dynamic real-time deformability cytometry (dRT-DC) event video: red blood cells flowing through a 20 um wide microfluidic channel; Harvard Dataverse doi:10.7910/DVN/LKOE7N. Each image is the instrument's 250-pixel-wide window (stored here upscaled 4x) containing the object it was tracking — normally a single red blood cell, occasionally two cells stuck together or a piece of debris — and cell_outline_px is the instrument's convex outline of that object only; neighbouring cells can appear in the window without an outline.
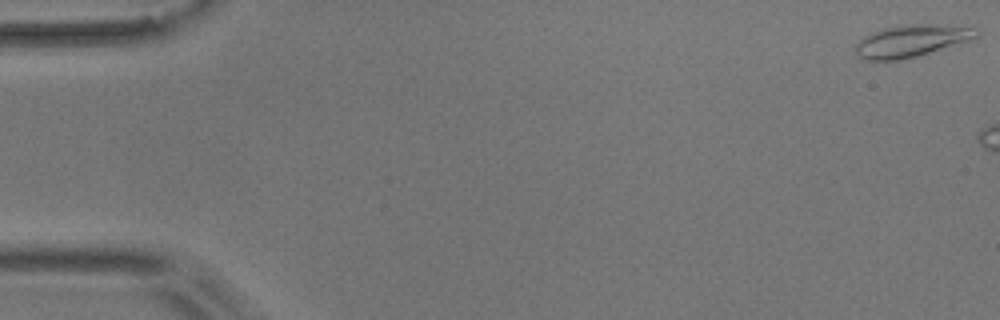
{"species": "common noctule bat (a hibernating species)", "species_latin": "Nyctalus noctula", "temperature_condition": "room temperature", "stored_images_in_passage": 3, "camera_frame_rate_fps": 3000, "um_per_image_px": 0.085, "animal": {"sex": "male", "body_mass_g": 17.9}, "frame": {"image": 1, "passage_image": 1, "time_ms": 0.0, "image_size_px": [1000, 320], "cell_outline_px": [[980, 32], [976, 36], [968, 40], [916, 56], [900, 60], [864, 60], [856, 52], [856, 44], [864, 36], [872, 32], [884, 28], [920, 24], [928, 24], [968, 28]], "centroid_in_image_um": [77.37, 3.49], "position_along_channel_um": 7.6, "area_um2": 21.62}}